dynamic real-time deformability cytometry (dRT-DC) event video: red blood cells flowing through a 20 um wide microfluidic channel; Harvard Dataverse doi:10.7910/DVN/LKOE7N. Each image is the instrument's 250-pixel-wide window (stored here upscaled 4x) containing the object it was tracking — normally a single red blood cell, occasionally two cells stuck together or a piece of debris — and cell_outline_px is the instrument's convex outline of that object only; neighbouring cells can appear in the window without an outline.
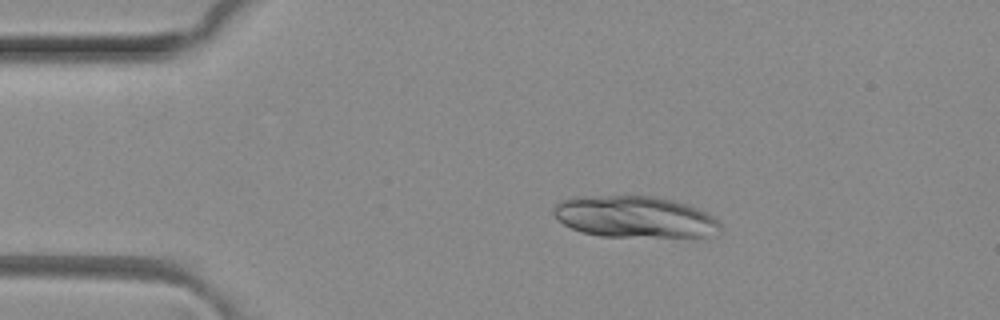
{"species": "common noctule bat (a hibernating species)", "species_latin": "Nyctalus noctula", "temperature_condition": "room temperature", "stored_images_in_passage": 5, "camera_frame_rate_fps": 3000, "um_per_image_px": 0.085, "animal": {"sex": "female", "body_mass_g": 29.2, "forearm_length_mm": 56.3}, "frame": {"image": 1, "passage_image": 2, "time_ms": 0.333, "image_size_px": [1000, 320], "cell_outline_px": [[724, 228], [720, 236], [600, 236], [580, 232], [564, 224], [552, 212], [552, 208], [560, 200], [580, 196], [652, 196], [672, 200], [696, 208], [712, 216]], "centroid_in_image_um": [53.96, 18.44], "position_along_channel_um": 31.0, "area_um2": 40.29}}